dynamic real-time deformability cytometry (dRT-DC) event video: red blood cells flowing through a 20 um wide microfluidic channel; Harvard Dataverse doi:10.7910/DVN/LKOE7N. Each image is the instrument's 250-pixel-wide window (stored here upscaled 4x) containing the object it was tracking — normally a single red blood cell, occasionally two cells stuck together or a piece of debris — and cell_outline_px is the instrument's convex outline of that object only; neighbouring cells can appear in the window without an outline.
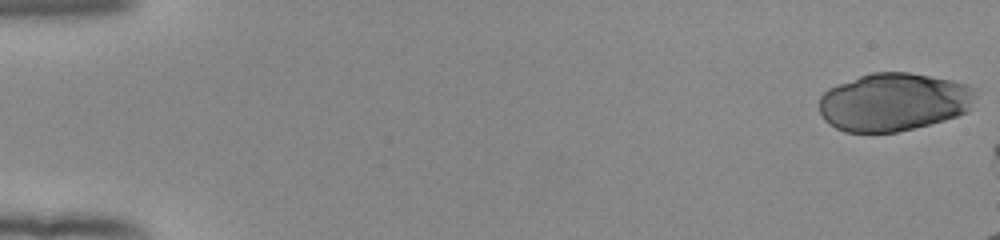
{"species": "human", "species_latin": "Homo sapiens", "temperature_condition": "room temperature", "stored_images_in_passage": 8, "camera_frame_rate_fps": 3000, "um_per_image_px": 0.085, "donor": {"sex": "female"}, "frame": {"image": 1, "passage_image": 1, "time_ms": 0.0, "image_size_px": [1000, 240], "cell_outline_px": [[976, 88], [968, 112], [944, 120], [896, 132], [844, 132], [828, 124], [824, 120], [820, 112], [820, 96], [828, 88], [860, 76], [872, 72], [908, 72], [952, 80], [968, 84]], "centroid_in_image_um": [75.95, 8.67], "position_along_channel_um": 9.1, "area_um2": 52.83}}